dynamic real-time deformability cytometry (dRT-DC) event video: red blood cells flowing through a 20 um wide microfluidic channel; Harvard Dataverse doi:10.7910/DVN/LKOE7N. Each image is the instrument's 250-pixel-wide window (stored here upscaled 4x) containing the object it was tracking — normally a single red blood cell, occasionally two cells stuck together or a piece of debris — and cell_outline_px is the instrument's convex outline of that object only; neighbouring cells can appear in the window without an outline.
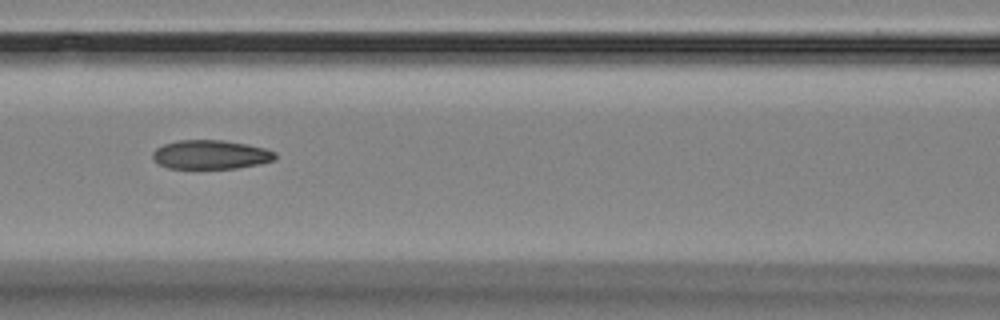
{"species": "Egyptian fruit bat (a non-hibernating species)", "species_latin": "Rousettus aegyptiacus", "temperature_condition": "room temperature", "stored_images_in_passage": 6, "camera_frame_rate_fps": 3000, "um_per_image_px": 0.085, "animal": {"sex": "female"}, "frame": {"image": 1, "passage_image": 6, "time_ms": 6.667, "image_size_px": [1000, 320], "cell_outline_px": [[276, 156], [272, 160], [260, 164], [236, 168], [168, 168], [160, 164], [152, 156], [152, 152], [156, 148], [164, 144], [180, 140], [224, 140], [248, 144], [264, 148], [276, 152]], "centroid_in_image_um": [17.92, 13.13], "position_along_channel_um": 148.7, "area_um2": 20.58}}